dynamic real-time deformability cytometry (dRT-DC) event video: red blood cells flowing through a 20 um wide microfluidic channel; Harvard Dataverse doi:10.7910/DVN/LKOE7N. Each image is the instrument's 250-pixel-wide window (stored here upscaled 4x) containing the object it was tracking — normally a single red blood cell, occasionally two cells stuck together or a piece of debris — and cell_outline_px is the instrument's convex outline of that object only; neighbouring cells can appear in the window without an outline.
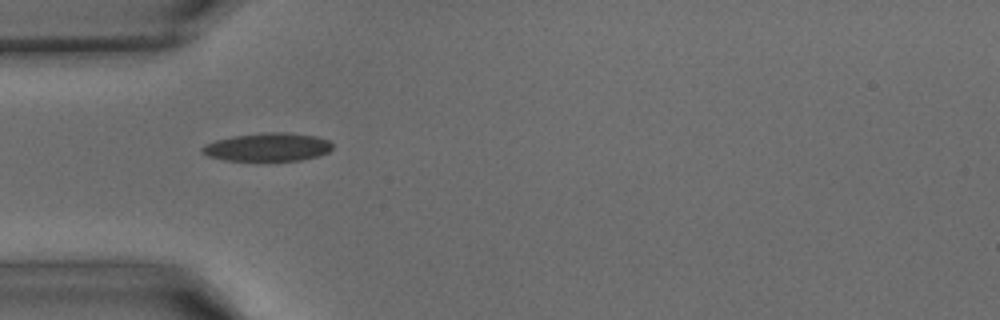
{"species": "common noctule bat (a hibernating species)", "species_latin": "Nyctalus noctula", "temperature_condition": "warm", "stored_images_in_passage": 30, "camera_frame_rate_fps": 3000, "um_per_image_px": 0.085, "animal": {"sex": "male", "body_mass_g": 15.6}, "frame": {"image": 1, "passage_image": 1, "time_ms": 0.0, "image_size_px": [1000, 320], "cell_outline_px": [[332, 148], [328, 152], [320, 156], [300, 160], [224, 160], [208, 156], [200, 152], [200, 148], [204, 144], [216, 140], [232, 136], [268, 132], [288, 132], [316, 136], [328, 140], [332, 144]], "centroid_in_image_um": [22.74, 12.49], "position_along_channel_um": 62.3, "area_um2": 21.5}}
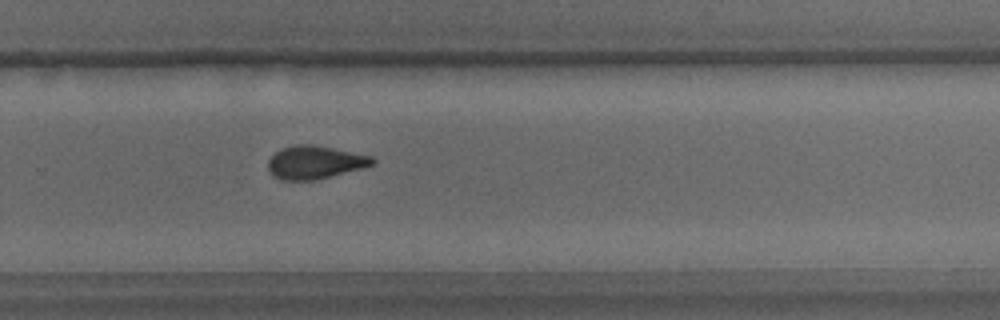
{"frame": {"image": 2, "passage_image": 16, "time_ms": 5.0, "image_size_px": [1000, 320], "cell_outline_px": [[376, 164], [364, 168], [312, 180], [280, 180], [272, 176], [268, 168], [268, 160], [280, 148], [296, 144], [312, 144], [372, 156], [376, 160]], "centroid_in_image_um": [26.76, 13.79], "position_along_channel_um": 303.0, "area_um2": 20.17}}
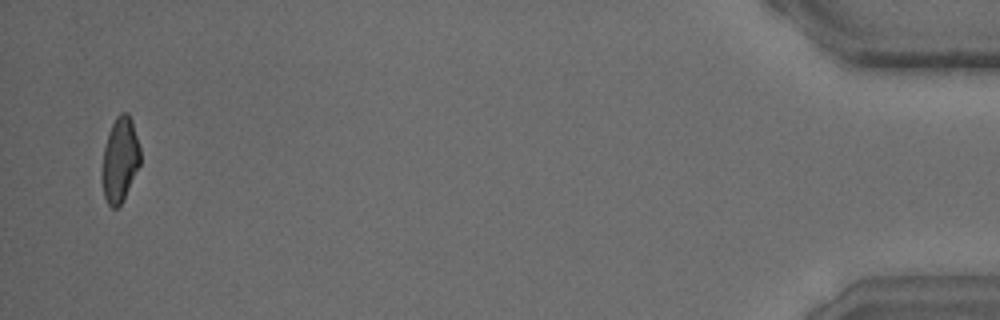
{"frame": {"image": 3, "passage_image": 29, "time_ms": 9.333, "image_size_px": [1000, 320], "cell_outline_px": [[140, 164], [120, 204], [116, 208], [112, 208], [108, 204], [104, 196], [100, 176], [100, 172], [104, 148], [108, 132], [116, 116], [120, 112], [128, 112], [132, 120], [140, 148]], "centroid_in_image_um": [10.16, 13.54], "position_along_channel_um": 425.0, "area_um2": 18.96}}